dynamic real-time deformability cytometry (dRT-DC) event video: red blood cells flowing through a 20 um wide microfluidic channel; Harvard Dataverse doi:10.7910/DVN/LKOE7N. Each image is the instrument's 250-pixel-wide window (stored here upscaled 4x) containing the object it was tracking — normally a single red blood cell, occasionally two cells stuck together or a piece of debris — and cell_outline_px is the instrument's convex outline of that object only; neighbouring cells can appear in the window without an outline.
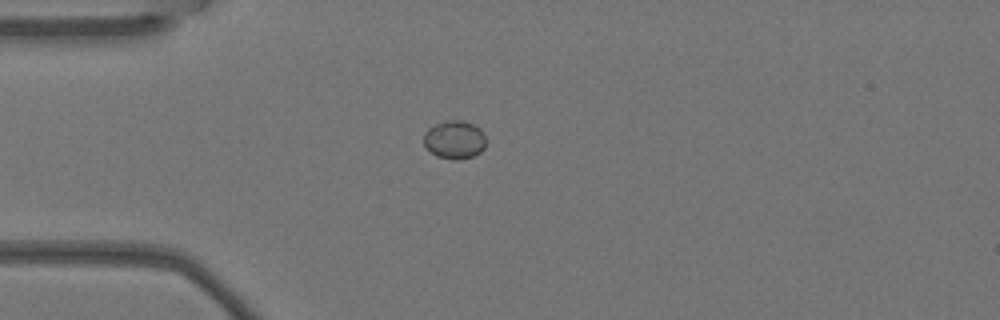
{"species": "Egyptian fruit bat (a non-hibernating species)", "species_latin": "Rousettus aegyptiacus", "temperature_condition": "warm", "stored_images_in_passage": 1, "camera_frame_rate_fps": 3000, "um_per_image_px": 0.085, "animal": {"sex": "female"}, "frame": {"image": 1, "passage_image": 1, "time_ms": 0.0, "image_size_px": [1000, 320], "cell_outline_px": [[484, 148], [480, 152], [472, 156], [456, 160], [452, 160], [436, 156], [424, 144], [424, 132], [428, 128], [444, 120], [464, 120], [480, 128], [484, 132]], "centroid_in_image_um": [38.63, 11.86], "position_along_channel_um": 46.4, "area_um2": 13.87}}